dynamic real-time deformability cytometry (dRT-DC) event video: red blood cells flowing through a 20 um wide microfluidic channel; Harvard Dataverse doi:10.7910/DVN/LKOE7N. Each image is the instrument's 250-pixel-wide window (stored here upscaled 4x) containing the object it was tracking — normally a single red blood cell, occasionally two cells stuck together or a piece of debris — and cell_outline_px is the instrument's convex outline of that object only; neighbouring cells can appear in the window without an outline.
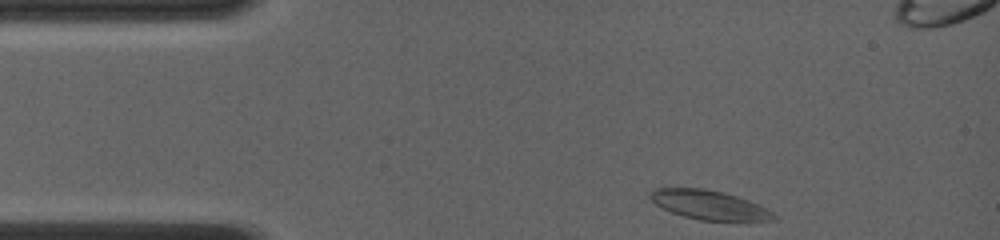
{"species": "common noctule bat (a hibernating species)", "species_latin": "Nyctalus noctula", "temperature_condition": "room temperature", "stored_images_in_passage": 49, "camera_frame_rate_fps": 4000, "um_per_image_px": 0.085, "animal": {"sex": "female", "body_mass_g": 19.0, "forearm_length_mm": 56.7}, "frame": {"image": 1, "passage_image": 1, "time_ms": 0.0, "image_size_px": [1000, 240], "cell_outline_px": [[776, 220], [700, 220], [684, 216], [672, 212], [656, 204], [648, 196], [648, 192], [652, 188], [704, 188], [736, 196], [748, 200], [768, 208], [776, 216]], "centroid_in_image_um": [60.25, 17.4], "position_along_channel_um": 24.8, "area_um2": 20.75}}
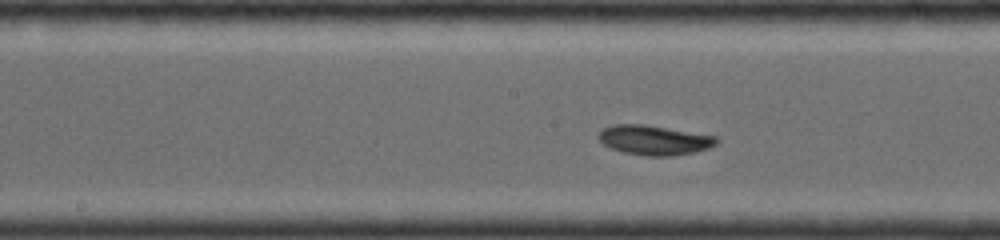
{"frame": {"image": 2, "passage_image": 23, "time_ms": 5.5, "image_size_px": [1000, 240], "cell_outline_px": [[720, 140], [716, 144], [708, 148], [696, 152], [672, 156], [644, 156], [624, 152], [612, 148], [604, 144], [596, 136], [604, 128], [612, 124], [644, 124], [716, 136]], "centroid_in_image_um": [55.62, 11.91], "position_along_channel_um": 192.6, "area_um2": 20.4}}
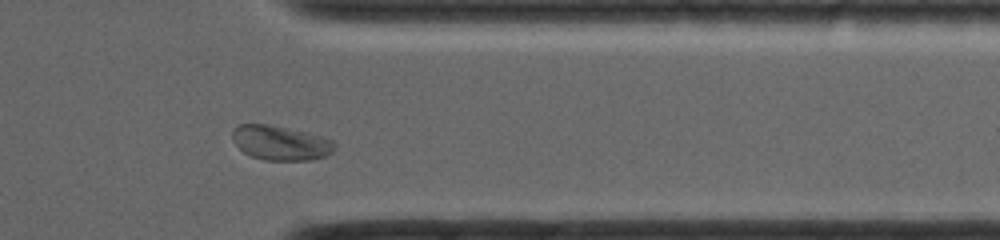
{"frame": {"image": 3, "passage_image": 42, "time_ms": 10.25, "image_size_px": [1000, 240], "cell_outline_px": [[336, 148], [332, 152], [324, 156], [312, 160], [264, 160], [252, 156], [244, 152], [232, 140], [232, 128], [240, 124], [268, 124], [308, 132], [332, 140], [336, 144]], "centroid_in_image_um": [23.84, 12.14], "position_along_channel_um": 387.6, "area_um2": 20.63}}